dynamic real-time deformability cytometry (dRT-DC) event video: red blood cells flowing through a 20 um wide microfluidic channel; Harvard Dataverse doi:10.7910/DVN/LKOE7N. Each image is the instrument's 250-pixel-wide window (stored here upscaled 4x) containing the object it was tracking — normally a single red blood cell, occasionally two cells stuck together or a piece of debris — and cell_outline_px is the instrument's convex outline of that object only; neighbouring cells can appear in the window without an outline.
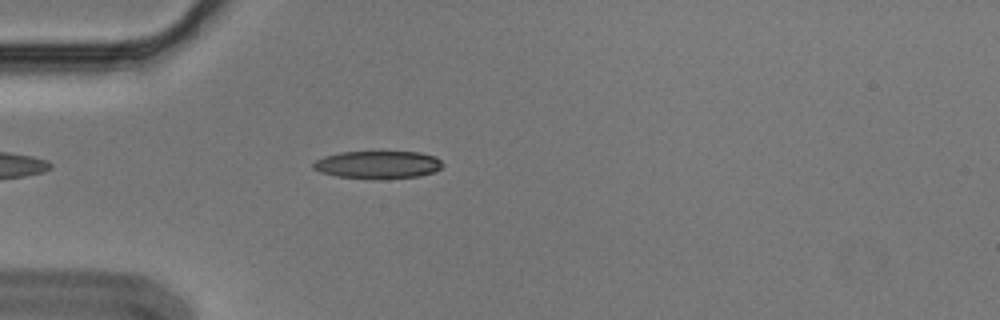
{"species": "Egyptian fruit bat (a non-hibernating species)", "species_latin": "Rousettus aegyptiacus", "temperature_condition": "cold", "stored_images_in_passage": 4, "camera_frame_rate_fps": 3000, "um_per_image_px": 0.085, "animal": {"sex": "male"}, "frame": {"image": 1, "passage_image": 4, "time_ms": 1.0, "image_size_px": [1000, 320], "cell_outline_px": [[444, 164], [436, 172], [420, 176], [380, 180], [336, 176], [320, 172], [312, 168], [312, 164], [316, 160], [324, 156], [340, 152], [420, 152], [436, 156]], "centroid_in_image_um": [32.14, 14.01], "position_along_channel_um": 52.9, "area_um2": 21.27}}